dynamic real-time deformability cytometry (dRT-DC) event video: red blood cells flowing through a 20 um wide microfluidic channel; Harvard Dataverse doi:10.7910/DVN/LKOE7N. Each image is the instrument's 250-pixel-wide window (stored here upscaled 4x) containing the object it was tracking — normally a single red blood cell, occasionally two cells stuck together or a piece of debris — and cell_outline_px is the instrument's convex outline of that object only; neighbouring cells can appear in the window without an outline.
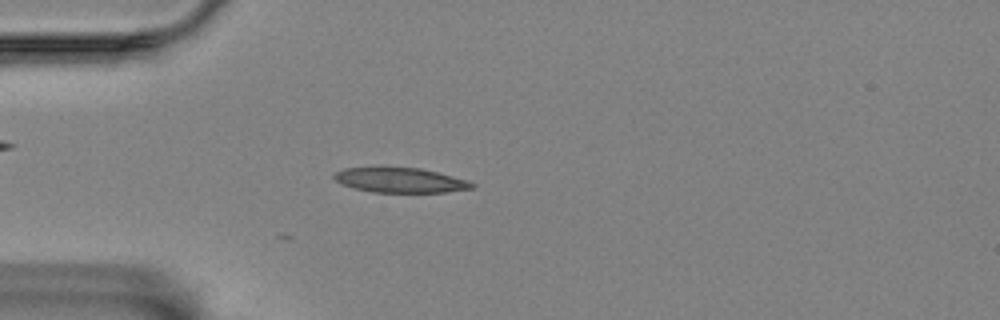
{"species": "Egyptian fruit bat (a non-hibernating species)", "species_latin": "Rousettus aegyptiacus", "temperature_condition": "room temperature", "stored_images_in_passage": 3, "camera_frame_rate_fps": 3000, "um_per_image_px": 0.085, "animal": {"sex": "female"}, "frame": {"image": 1, "passage_image": 1, "time_ms": 0.0, "image_size_px": [1000, 320], "cell_outline_px": [[476, 184], [472, 188], [444, 192], [372, 192], [352, 188], [340, 184], [332, 176], [336, 172], [344, 168], [420, 168], [468, 180]], "centroid_in_image_um": [33.99, 15.33], "position_along_channel_um": 51.0, "area_um2": 19.71}}